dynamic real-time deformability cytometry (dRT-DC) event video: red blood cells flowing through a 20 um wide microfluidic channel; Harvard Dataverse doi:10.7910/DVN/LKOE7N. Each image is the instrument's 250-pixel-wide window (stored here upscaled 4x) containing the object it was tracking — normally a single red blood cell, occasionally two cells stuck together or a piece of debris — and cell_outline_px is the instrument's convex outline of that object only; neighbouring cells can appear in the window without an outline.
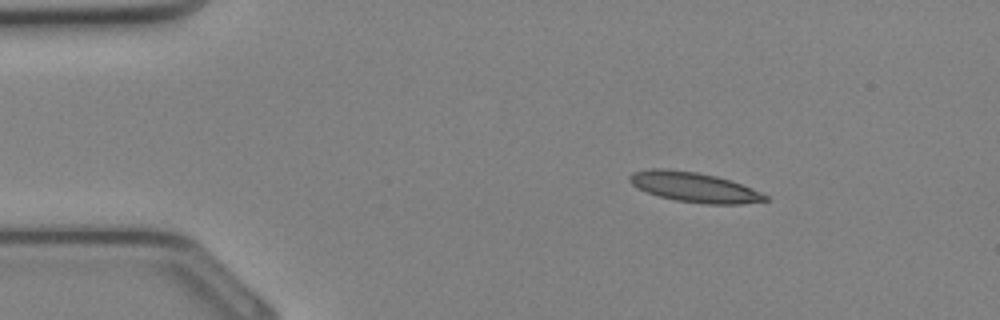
{"species": "Egyptian fruit bat (a non-hibernating species)", "species_latin": "Rousettus aegyptiacus", "temperature_condition": "cold", "stored_images_in_passage": 29, "camera_frame_rate_fps": 3000, "um_per_image_px": 0.085, "animal": {"sex": "female"}, "frame": {"image": 1, "passage_image": 1, "time_ms": 0.0, "image_size_px": [1000, 320], "cell_outline_px": [[768, 200], [740, 204], [708, 204], [676, 200], [660, 196], [648, 192], [632, 184], [628, 180], [628, 176], [632, 172], [652, 168], [668, 168], [696, 172], [716, 176], [732, 180], [752, 188], [768, 196]], "centroid_in_image_um": [59.01, 15.89], "position_along_channel_um": 26.0, "area_um2": 23.52}}
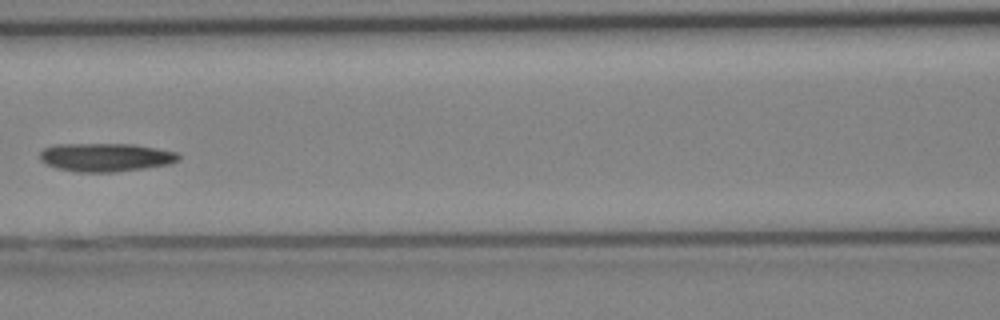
{"frame": {"image": 2, "passage_image": 11, "time_ms": 3.333, "image_size_px": [1000, 320], "cell_outline_px": [[180, 160], [168, 164], [144, 168], [116, 172], [76, 172], [56, 168], [40, 160], [40, 152], [44, 148], [56, 144], [132, 144], [180, 152]], "centroid_in_image_um": [9.0, 13.37], "position_along_channel_um": 157.6, "area_um2": 23.06}}
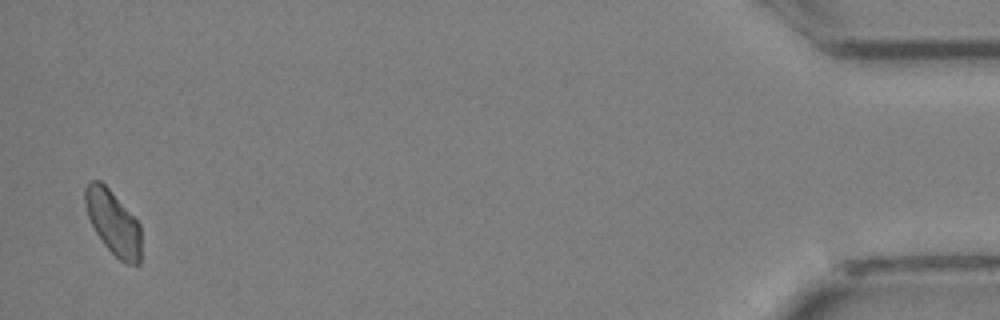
{"frame": {"image": 3, "passage_image": 29, "time_ms": 9.333, "image_size_px": [1000, 320], "cell_outline_px": [[140, 264], [128, 264], [120, 260], [104, 244], [96, 232], [88, 216], [84, 204], [84, 188], [88, 180], [100, 180], [108, 188], [140, 224]], "centroid_in_image_um": [9.59, 18.89], "position_along_channel_um": 425.6, "area_um2": 20.75}}